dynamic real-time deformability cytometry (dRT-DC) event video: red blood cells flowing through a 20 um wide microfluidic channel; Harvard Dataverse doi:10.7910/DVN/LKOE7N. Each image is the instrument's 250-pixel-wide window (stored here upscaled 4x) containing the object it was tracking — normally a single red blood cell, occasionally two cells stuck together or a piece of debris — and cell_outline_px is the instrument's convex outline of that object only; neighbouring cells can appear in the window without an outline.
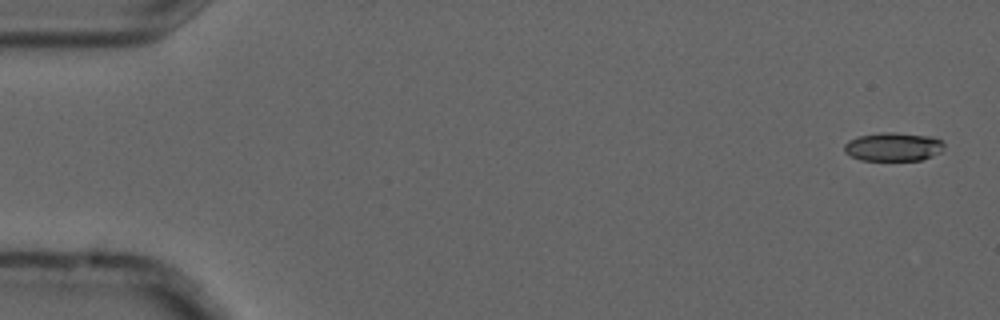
{"species": "common noctule bat (a hibernating species)", "species_latin": "Nyctalus noctula", "temperature_condition": "cold", "stored_images_in_passage": 4, "segment_of_instrument_passage": [2, 2], "camera_frame_rate_fps": 3000, "um_per_image_px": 0.085, "animal": {"sex": "male", "forearm_length_mm": 52.5}, "frame": {"image": 1, "passage_image": 4, "time_ms": 1.0, "image_size_px": [1000, 320], "cell_outline_px": [[944, 148], [940, 152], [932, 156], [920, 160], [860, 160], [844, 152], [844, 144], [848, 140], [856, 136], [880, 132], [892, 132], [928, 136], [940, 140], [944, 144]], "centroid_in_image_um": [75.88, 12.47], "position_along_channel_um": 9.1, "area_um2": 16.65}}